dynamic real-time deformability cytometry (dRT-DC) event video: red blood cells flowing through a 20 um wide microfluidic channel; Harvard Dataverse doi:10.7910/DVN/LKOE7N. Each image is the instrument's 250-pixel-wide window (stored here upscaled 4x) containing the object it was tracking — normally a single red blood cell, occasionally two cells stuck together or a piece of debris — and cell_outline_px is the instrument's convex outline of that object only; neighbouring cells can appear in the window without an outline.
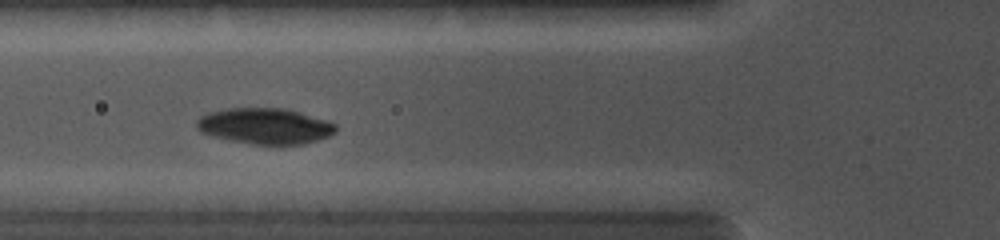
{"species": "common noctule bat (a hibernating species)", "species_latin": "Nyctalus noctula", "temperature_condition": "cold", "stored_images_in_passage": 21, "camera_frame_rate_fps": 5000, "um_per_image_px": 0.085, "animal": {"sex": "female", "body_mass_g": 19.0, "forearm_length_mm": 56.7}, "frame": {"image": 1, "passage_image": 7, "time_ms": 3.4, "image_size_px": [1000, 240], "cell_outline_px": [[336, 132], [328, 136], [304, 144], [252, 144], [228, 140], [200, 132], [196, 128], [196, 120], [200, 116], [208, 112], [228, 108], [284, 108], [300, 112], [336, 124]], "centroid_in_image_um": [22.48, 10.71], "position_along_channel_um": 103.3, "area_um2": 29.02}}
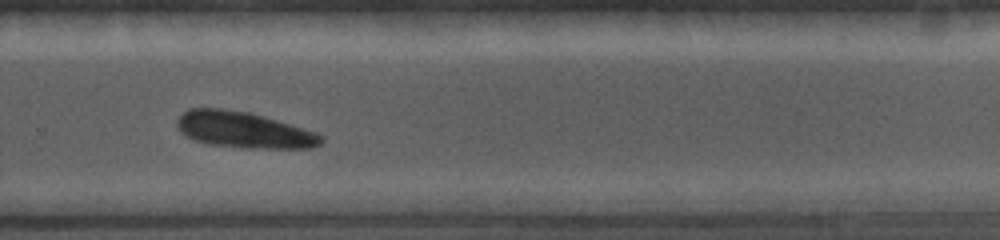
{"frame": {"image": 2, "passage_image": 15, "time_ms": 8.0, "image_size_px": [1000, 240], "cell_outline_px": [[324, 140], [320, 144], [312, 148], [244, 148], [208, 144], [196, 140], [180, 132], [176, 124], [176, 120], [188, 108], [220, 108], [248, 112], [276, 120], [316, 132], [324, 136]], "centroid_in_image_um": [20.72, 11.05], "position_along_channel_um": 309.1, "area_um2": 30.23}}
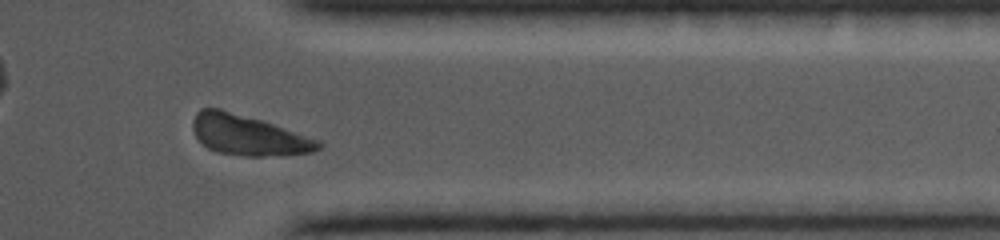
{"frame": {"image": 3, "passage_image": 18, "time_ms": 9.8, "image_size_px": [1000, 240], "cell_outline_px": [[324, 144], [320, 148], [312, 152], [264, 156], [244, 156], [216, 152], [208, 148], [196, 136], [192, 128], [192, 120], [196, 112], [200, 108], [220, 108], [260, 120], [320, 140]], "centroid_in_image_um": [21.07, 11.48], "position_along_channel_um": 390.3, "area_um2": 29.25}}